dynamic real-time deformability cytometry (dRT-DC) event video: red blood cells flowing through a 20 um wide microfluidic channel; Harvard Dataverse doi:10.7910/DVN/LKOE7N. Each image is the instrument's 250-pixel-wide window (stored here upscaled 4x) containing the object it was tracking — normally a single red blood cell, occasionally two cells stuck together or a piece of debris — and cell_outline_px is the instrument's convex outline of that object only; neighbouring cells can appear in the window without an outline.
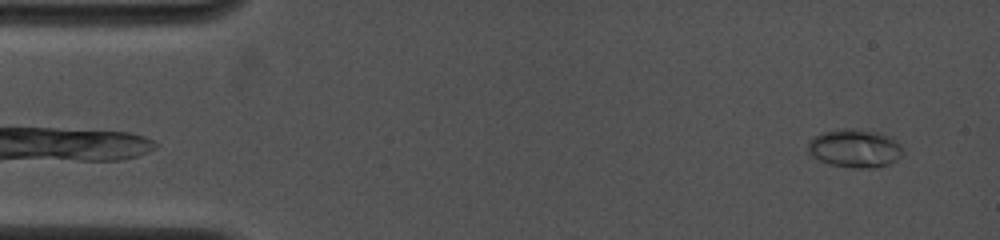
{"species": "common noctule bat (a hibernating species)", "species_latin": "Nyctalus noctula", "temperature_condition": "cold", "stored_images_in_passage": 46, "camera_frame_rate_fps": 4000, "um_per_image_px": 0.085, "animal": {"sex": "female", "body_mass_g": 19.0, "forearm_length_mm": 53.3}, "frame": {"image": 1, "passage_image": 3, "time_ms": 0.75, "image_size_px": [1000, 240], "cell_outline_px": [[904, 152], [896, 160], [888, 164], [876, 168], [856, 168], [828, 164], [812, 156], [808, 152], [808, 140], [820, 132], [836, 128], [852, 128], [880, 132], [892, 136]], "centroid_in_image_um": [72.63, 12.59], "position_along_channel_um": 12.4, "area_um2": 21.56}}
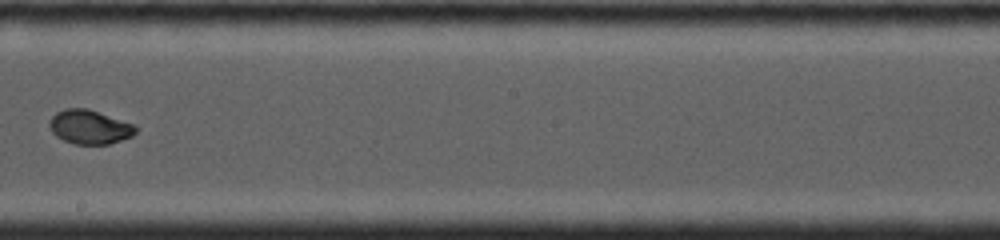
{"frame": {"image": 2, "passage_image": 25, "time_ms": 9.0, "image_size_px": [1000, 240], "cell_outline_px": [[140, 128], [132, 136], [108, 144], [76, 144], [64, 140], [56, 136], [52, 132], [48, 124], [52, 116], [56, 112], [64, 108], [88, 108], [136, 124]], "centroid_in_image_um": [7.64, 10.77], "position_along_channel_um": 240.6, "area_um2": 17.34}}
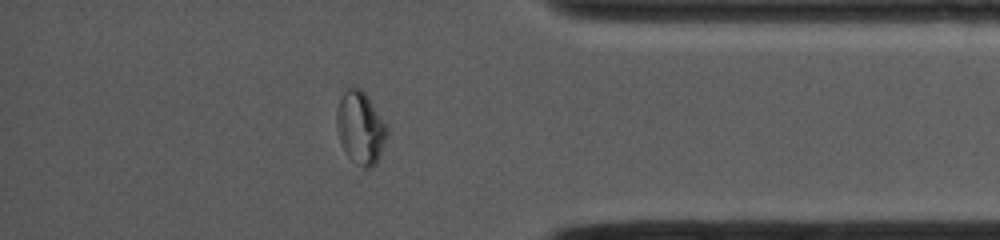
{"frame": {"image": 3, "passage_image": 41, "time_ms": 13.25, "image_size_px": [1000, 240], "cell_outline_px": [[388, 132], [380, 156], [376, 164], [372, 168], [364, 168], [356, 164], [344, 152], [340, 144], [336, 128], [336, 108], [344, 92], [348, 88], [360, 88], [368, 96], [388, 128]], "centroid_in_image_um": [30.62, 10.89], "position_along_channel_um": 404.6, "area_um2": 21.44}, "authors_computed_cell_mechanics": {"area_um2": 18.0625, "velocity_mm_per_s": 4.0671, "shape_relaxation_time_tau1_ms": 10.0454, "shape_relaxation_time_tau2_ms": null, "deformation_change_tau1": 0.2788, "deformation_change_tau2": null}}